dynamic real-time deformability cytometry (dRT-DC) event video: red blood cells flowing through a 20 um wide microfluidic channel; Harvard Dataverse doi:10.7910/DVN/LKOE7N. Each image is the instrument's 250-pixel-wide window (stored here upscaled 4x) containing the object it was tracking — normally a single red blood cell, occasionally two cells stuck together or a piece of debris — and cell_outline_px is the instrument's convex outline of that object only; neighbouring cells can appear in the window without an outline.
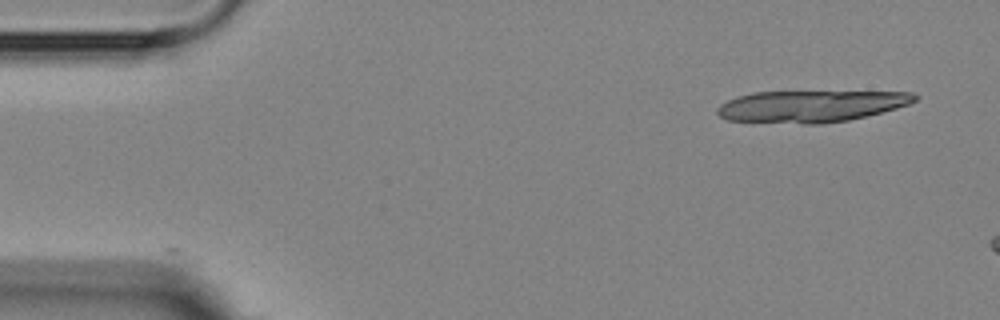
{"species": "Egyptian fruit bat (a non-hibernating species)", "species_latin": "Rousettus aegyptiacus", "temperature_condition": "room temperature", "stored_images_in_passage": 2, "camera_frame_rate_fps": 3000, "um_per_image_px": 0.085, "animal": {"sex": "female"}, "frame": {"image": 1, "passage_image": 1, "time_ms": 0.0, "image_size_px": [1000, 320], "cell_outline_px": [[920, 96], [916, 100], [908, 104], [896, 108], [848, 120], [820, 124], [804, 124], [728, 120], [720, 116], [716, 112], [716, 108], [720, 104], [736, 96], [752, 92], [912, 92]], "centroid_in_image_um": [68.89, 9.03], "position_along_channel_um": 16.1, "area_um2": 36.3}}